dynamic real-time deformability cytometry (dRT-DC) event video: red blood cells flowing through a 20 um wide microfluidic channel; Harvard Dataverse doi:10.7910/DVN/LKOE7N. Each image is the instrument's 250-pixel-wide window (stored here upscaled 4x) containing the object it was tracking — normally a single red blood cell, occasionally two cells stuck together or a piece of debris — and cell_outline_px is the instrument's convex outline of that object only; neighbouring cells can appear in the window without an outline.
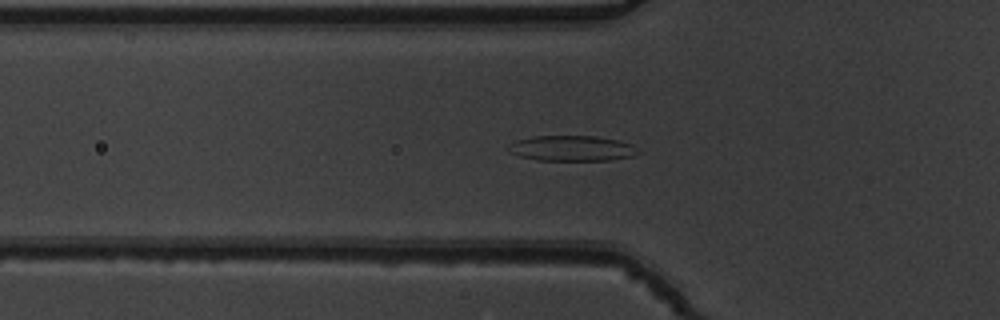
{"species": "common noctule bat (a hibernating species)", "species_latin": "Nyctalus noctula", "temperature_condition": "warm", "stored_images_in_passage": 38, "camera_frame_rate_fps": 3000, "um_per_image_px": 0.085, "animal": {"sex": "male", "body_mass_g": 19.5, "forearm_length_mm": 54.6}, "frame": {"image": 1, "passage_image": 4, "time_ms": 1.0, "image_size_px": [1000, 320], "cell_outline_px": [[644, 152], [632, 156], [612, 160], [536, 160], [520, 156], [512, 152], [508, 144], [516, 140], [532, 136], [596, 136], [616, 140], [632, 144]], "centroid_in_image_um": [48.67, 12.6], "position_along_channel_um": 77.1, "area_um2": 19.25}}
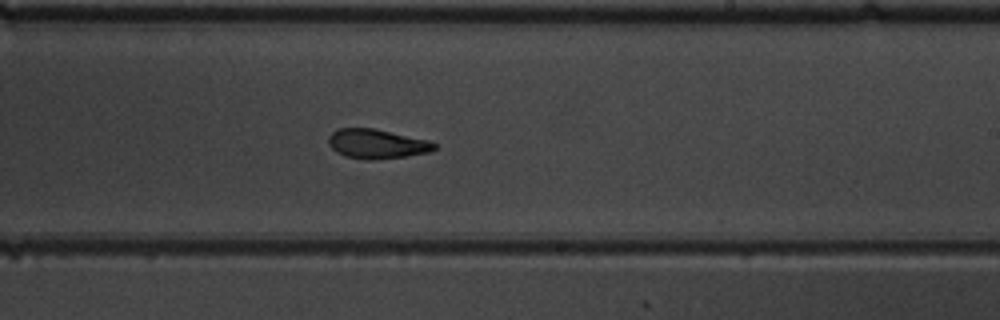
{"frame": {"image": 2, "passage_image": 18, "time_ms": 5.667, "image_size_px": [1000, 320], "cell_outline_px": [[436, 148], [428, 152], [404, 156], [372, 160], [364, 160], [344, 156], [336, 152], [328, 144], [328, 136], [336, 128], [372, 128], [428, 140], [436, 144]], "centroid_in_image_um": [31.97, 12.23], "position_along_channel_um": 257.0, "area_um2": 18.09}}
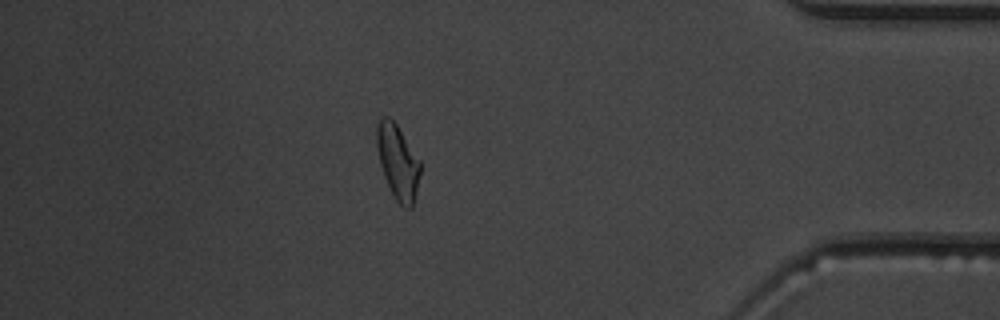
{"frame": {"image": 3, "passage_image": 32, "time_ms": 10.333, "image_size_px": [1000, 320], "cell_outline_px": [[420, 172], [416, 192], [412, 208], [404, 208], [396, 200], [384, 176], [380, 164], [376, 144], [376, 128], [380, 120], [384, 116], [388, 116], [396, 124], [420, 160]], "centroid_in_image_um": [33.81, 13.77], "position_along_channel_um": 401.4, "area_um2": 18.61}}